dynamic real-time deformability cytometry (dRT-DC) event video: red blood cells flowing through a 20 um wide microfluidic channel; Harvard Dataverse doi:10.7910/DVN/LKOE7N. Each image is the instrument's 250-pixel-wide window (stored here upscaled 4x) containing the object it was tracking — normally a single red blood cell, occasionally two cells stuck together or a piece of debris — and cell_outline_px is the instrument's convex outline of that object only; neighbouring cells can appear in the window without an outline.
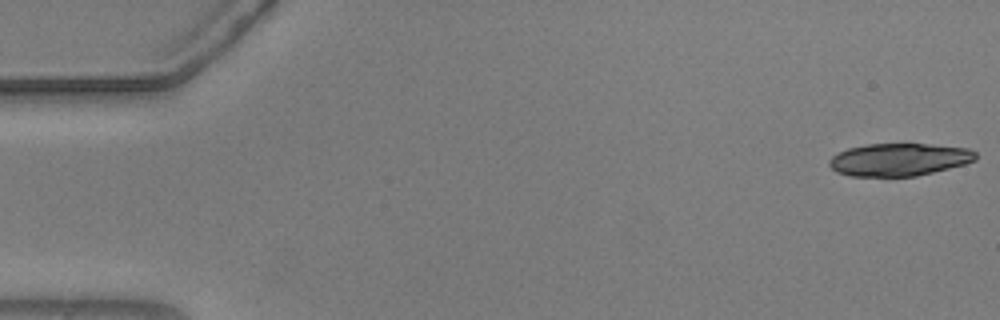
{"species": "common noctule bat (a hibernating species)", "species_latin": "Nyctalus noctula", "temperature_condition": "warm", "stored_images_in_passage": 39, "camera_frame_rate_fps": 3000, "um_per_image_px": 0.085, "animal": {"sex": "male", "body_mass_g": 20.5, "forearm_length_mm": 52.5}, "frame": {"image": 1, "passage_image": 1, "time_ms": 0.0, "image_size_px": [1000, 320], "cell_outline_px": [[976, 160], [964, 164], [916, 176], [848, 176], [836, 172], [828, 164], [828, 160], [832, 156], [848, 148], [868, 144], [928, 144], [968, 148], [976, 152]], "centroid_in_image_um": [76.4, 13.56], "position_along_channel_um": 8.6, "area_um2": 27.74}}
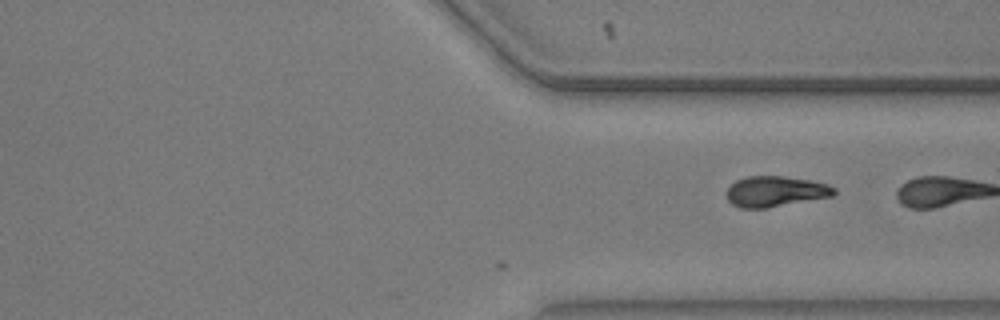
{"frame": {"image": 2, "passage_image": 39, "time_ms": 12.667, "image_size_px": [1000, 320], "cell_outline_px": [[836, 192], [832, 196], [764, 208], [740, 208], [732, 204], [728, 200], [728, 188], [736, 180], [748, 176], [784, 176], [812, 180], [828, 184], [836, 188]], "centroid_in_image_um": [65.93, 16.26], "position_along_channel_um": 345.5, "area_um2": 19.02}}